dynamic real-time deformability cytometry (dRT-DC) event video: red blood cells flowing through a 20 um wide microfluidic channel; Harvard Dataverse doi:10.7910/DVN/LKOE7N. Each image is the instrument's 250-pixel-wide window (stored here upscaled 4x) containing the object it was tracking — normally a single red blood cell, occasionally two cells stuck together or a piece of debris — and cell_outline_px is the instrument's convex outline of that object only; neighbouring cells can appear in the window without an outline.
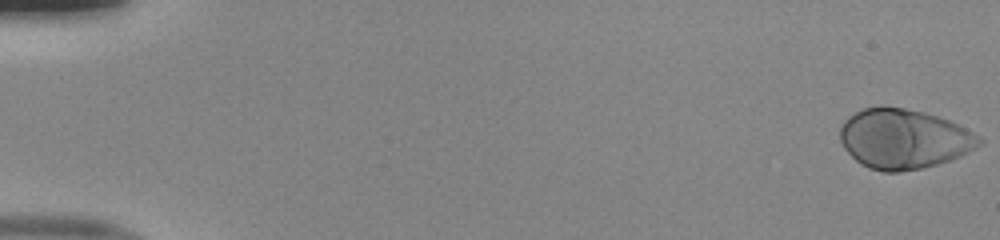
{"species": "human", "species_latin": "Homo sapiens", "temperature_condition": "room temperature", "stored_images_in_passage": 52, "camera_frame_rate_fps": 3000, "um_per_image_px": 0.085, "donor": {"sex": "male"}, "frame": {"image": 1, "passage_image": 1, "time_ms": 0.0, "image_size_px": [1000, 240], "cell_outline_px": [[984, 144], [960, 156], [924, 168], [900, 172], [884, 172], [868, 168], [860, 164], [844, 148], [840, 140], [840, 124], [848, 116], [864, 108], [880, 104], [904, 108], [924, 112], [948, 120], [972, 132], [984, 140]], "centroid_in_image_um": [76.79, 11.8], "position_along_channel_um": 8.2, "area_um2": 48.78}}
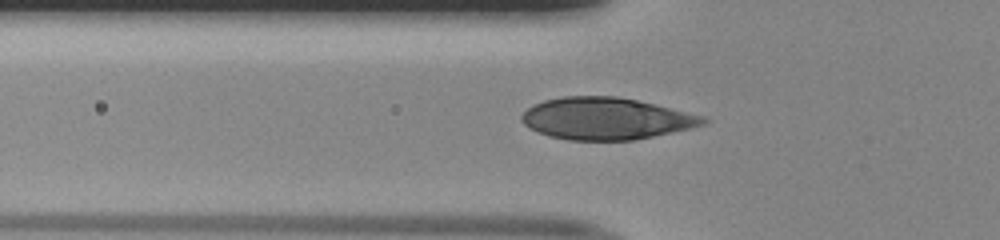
{"frame": {"image": 2, "passage_image": 19, "time_ms": 6.0, "image_size_px": [1000, 240], "cell_outline_px": [[708, 124], [692, 128], [632, 140], [568, 140], [548, 136], [536, 132], [528, 128], [520, 120], [520, 116], [532, 104], [544, 100], [564, 96], [616, 96], [636, 100], [704, 116], [708, 120]], "centroid_in_image_um": [51.47, 10.08], "position_along_channel_um": 74.3, "area_um2": 44.39}}
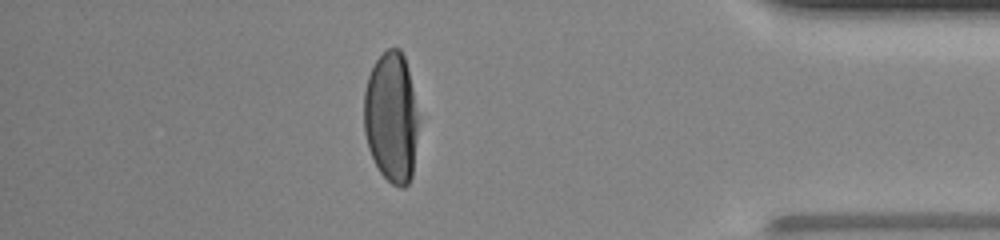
{"frame": {"image": 3, "passage_image": 46, "time_ms": 15.0, "image_size_px": [1000, 240], "cell_outline_px": [[416, 132], [412, 176], [408, 184], [404, 188], [400, 188], [392, 184], [380, 172], [368, 148], [364, 132], [364, 92], [368, 76], [376, 60], [388, 48], [400, 48], [404, 56], [408, 68], [412, 88], [416, 112]], "centroid_in_image_um": [33.23, 9.97], "position_along_channel_um": 402.0, "area_um2": 40.92}}